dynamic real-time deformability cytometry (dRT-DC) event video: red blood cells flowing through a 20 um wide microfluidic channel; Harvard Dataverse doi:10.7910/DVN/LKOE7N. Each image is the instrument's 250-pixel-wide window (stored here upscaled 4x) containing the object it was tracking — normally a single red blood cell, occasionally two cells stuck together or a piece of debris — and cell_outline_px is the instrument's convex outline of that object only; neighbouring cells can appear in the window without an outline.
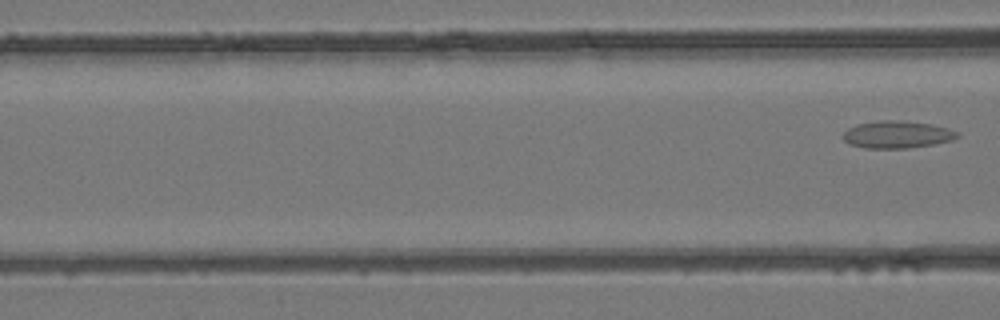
{"species": "common noctule bat (a hibernating species)", "species_latin": "Nyctalus noctula", "temperature_condition": "room temperature", "stored_images_in_passage": 7, "segment_of_instrument_passage": [2, 2], "camera_frame_rate_fps": 3000, "um_per_image_px": 0.085, "animal": {"sex": "female", "body_mass_g": 24.6, "forearm_length_mm": 56.2}, "frame": {"image": 1, "passage_image": 7, "time_ms": 7.667, "image_size_px": [1000, 320], "cell_outline_px": [[960, 136], [952, 140], [932, 144], [908, 148], [864, 148], [848, 144], [840, 136], [848, 128], [856, 124], [884, 120], [896, 120], [932, 124], [948, 128], [960, 132]], "centroid_in_image_um": [76.23, 11.44], "position_along_channel_um": 90.4, "area_um2": 18.26}}